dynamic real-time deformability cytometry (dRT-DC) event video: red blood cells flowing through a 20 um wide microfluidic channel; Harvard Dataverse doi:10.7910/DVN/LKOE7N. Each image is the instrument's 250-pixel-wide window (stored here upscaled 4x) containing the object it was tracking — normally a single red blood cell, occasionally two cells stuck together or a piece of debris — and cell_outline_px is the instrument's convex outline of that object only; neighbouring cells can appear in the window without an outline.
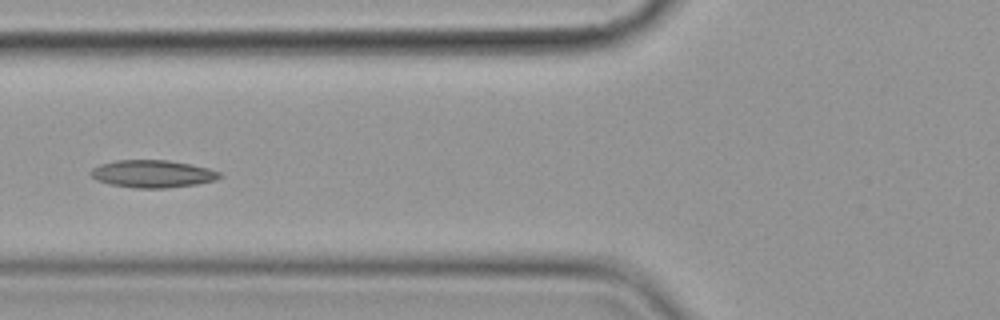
{"species": "common noctule bat (a hibernating species)", "species_latin": "Nyctalus noctula", "temperature_condition": "cold", "stored_images_in_passage": 15, "camera_frame_rate_fps": 3000, "um_per_image_px": 0.085, "animal": {"sex": "female", "body_mass_g": 19.9}, "frame": {"image": 1, "passage_image": 6, "time_ms": 6.667, "image_size_px": [1000, 320], "cell_outline_px": [[224, 176], [216, 180], [196, 184], [164, 188], [132, 188], [108, 184], [96, 180], [88, 172], [92, 168], [100, 164], [116, 160], [168, 160], [208, 168], [220, 172]], "centroid_in_image_um": [12.94, 14.78], "position_along_channel_um": 112.9, "area_um2": 20.75}}
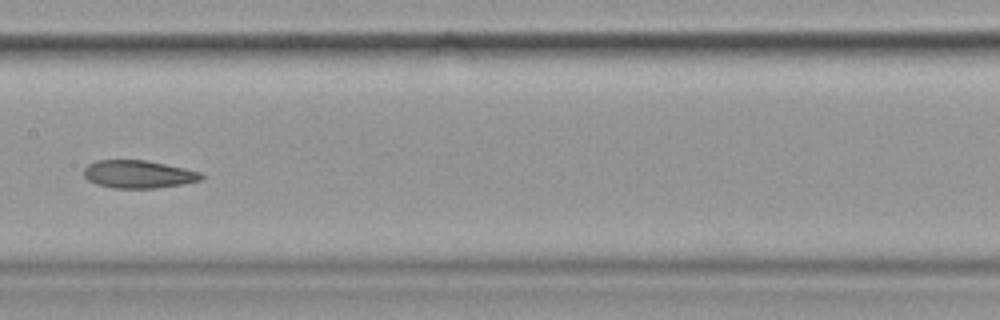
{"frame": {"image": 2, "passage_image": 8, "time_ms": 9.0, "image_size_px": [1000, 320], "cell_outline_px": [[204, 176], [200, 180], [180, 184], [156, 188], [112, 188], [96, 184], [88, 180], [84, 176], [84, 168], [88, 164], [96, 160], [148, 160], [184, 168], [200, 172]], "centroid_in_image_um": [11.73, 14.8], "position_along_channel_um": 195.7, "area_um2": 19.02}}
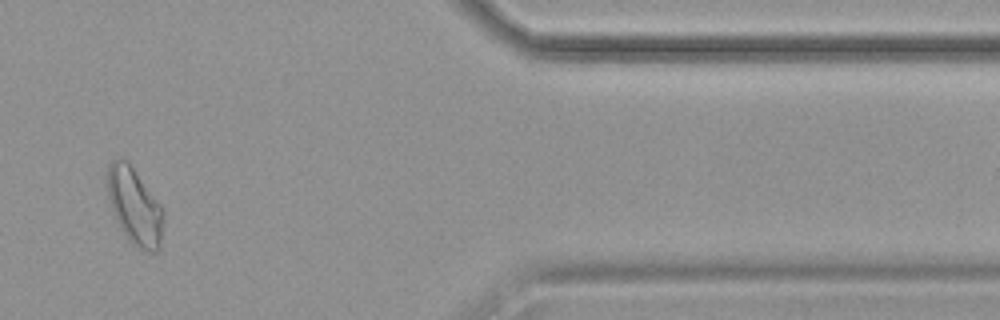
{"frame": {"image": 3, "passage_image": 13, "time_ms": 15.667, "image_size_px": [1000, 320], "cell_outline_px": [[164, 212], [160, 248], [156, 252], [148, 252], [132, 244], [128, 240], [120, 228], [112, 212], [108, 196], [108, 164], [112, 160], [124, 160], [132, 168], [164, 208]], "centroid_in_image_um": [11.46, 17.6], "position_along_channel_um": 399.9, "area_um2": 24.74}, "authors_computed_cell_mechanics": {"area_um2": 20.7502, "velocity_mm_per_s": 3.5491, "shape_relaxation_time_tau1_ms": null, "shape_relaxation_time_tau2_ms": 3.3626, "deformation_change_tau1": null, "deformation_change_tau2": 0.0729}}